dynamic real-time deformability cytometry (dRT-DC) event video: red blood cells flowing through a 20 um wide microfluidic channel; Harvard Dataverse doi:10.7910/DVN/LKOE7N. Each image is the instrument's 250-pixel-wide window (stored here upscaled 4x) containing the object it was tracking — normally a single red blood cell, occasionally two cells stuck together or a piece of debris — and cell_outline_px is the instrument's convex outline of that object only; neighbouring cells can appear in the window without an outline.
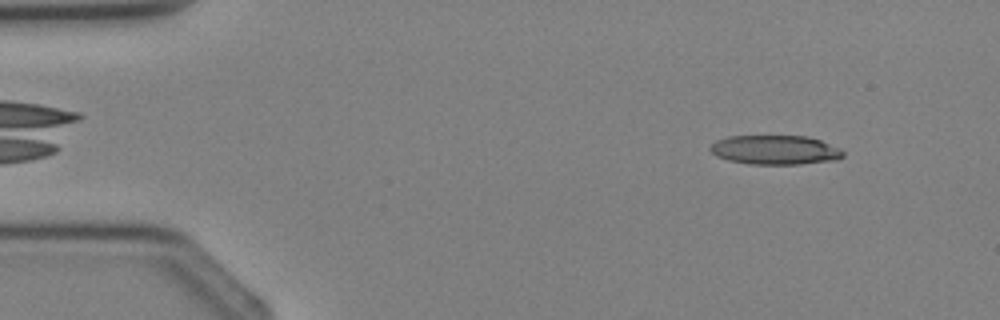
{"species": "Egyptian fruit bat (a non-hibernating species)", "species_latin": "Rousettus aegyptiacus", "temperature_condition": "cold", "stored_images_in_passage": 2, "camera_frame_rate_fps": 3000, "um_per_image_px": 0.085, "animal": {"sex": "female"}, "frame": {"image": 1, "passage_image": 2, "time_ms": 1.333, "image_size_px": [1000, 320], "cell_outline_px": [[844, 156], [836, 160], [800, 164], [748, 164], [728, 160], [716, 156], [708, 148], [716, 140], [728, 136], [808, 136], [820, 140], [840, 148], [844, 152]], "centroid_in_image_um": [65.88, 12.74], "position_along_channel_um": 19.1, "area_um2": 22.77}}